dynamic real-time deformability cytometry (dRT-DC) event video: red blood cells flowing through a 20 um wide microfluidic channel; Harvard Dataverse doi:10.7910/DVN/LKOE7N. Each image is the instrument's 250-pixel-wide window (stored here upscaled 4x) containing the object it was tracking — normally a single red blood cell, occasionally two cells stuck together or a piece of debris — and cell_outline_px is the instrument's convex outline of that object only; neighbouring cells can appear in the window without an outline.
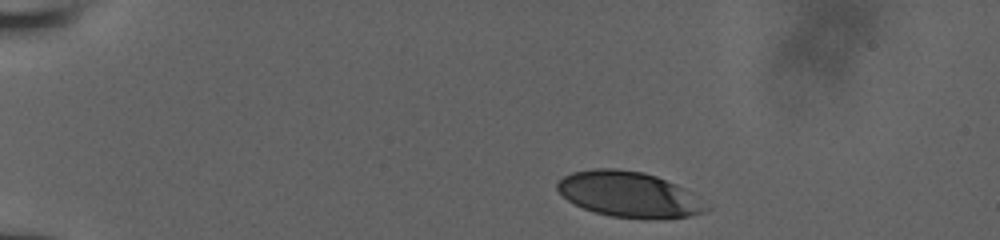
{"species": "human", "species_latin": "Homo sapiens", "temperature_condition": "room temperature", "stored_images_in_passage": 18, "camera_frame_rate_fps": 3000, "um_per_image_px": 0.085, "donor": {"sex": "male"}, "frame": {"image": 1, "passage_image": 1, "time_ms": 0.0, "image_size_px": [1000, 240], "cell_outline_px": [[712, 208], [704, 212], [692, 216], [652, 220], [644, 220], [612, 216], [596, 212], [584, 208], [568, 200], [556, 188], [556, 184], [564, 176], [572, 172], [592, 168], [616, 168], [644, 172], [656, 176], [676, 184], [692, 192], [712, 204]], "centroid_in_image_um": [53.56, 16.54], "position_along_channel_um": 31.4, "area_um2": 40.17}}
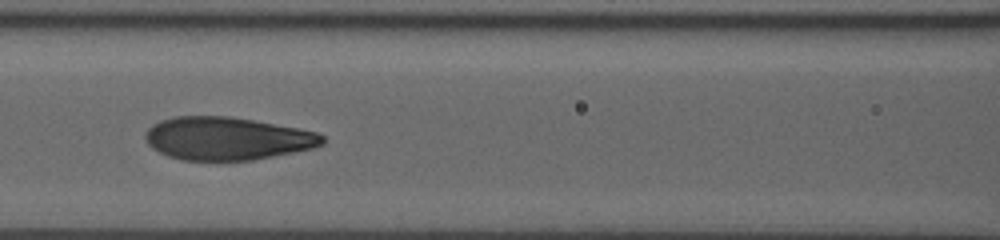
{"frame": {"image": 2, "passage_image": 8, "time_ms": 5.333, "image_size_px": [1000, 240], "cell_outline_px": [[324, 144], [312, 148], [252, 160], [180, 160], [168, 156], [152, 148], [148, 144], [144, 136], [144, 132], [152, 124], [160, 120], [176, 116], [228, 116], [252, 120], [296, 128], [316, 132], [324, 136]], "centroid_in_image_um": [19.24, 11.77], "position_along_channel_um": 147.4, "area_um2": 44.1}}
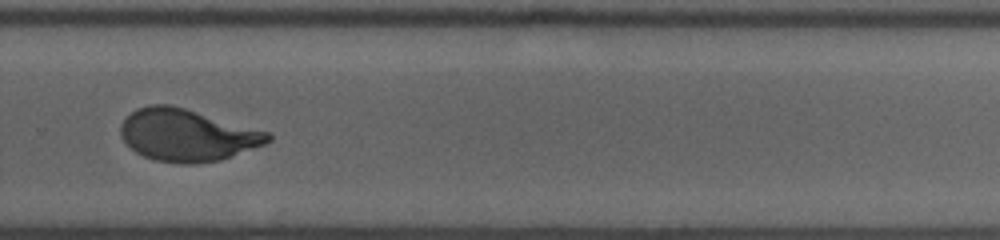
{"frame": {"image": 3, "passage_image": 16, "time_ms": 9.667, "image_size_px": [1000, 240], "cell_outline_px": [[272, 140], [264, 144], [232, 156], [220, 160], [196, 164], [180, 164], [156, 160], [144, 156], [136, 152], [120, 136], [120, 124], [136, 108], [148, 104], [168, 104], [184, 108], [272, 132]], "centroid_in_image_um": [15.92, 11.48], "position_along_channel_um": 313.9, "area_um2": 44.8}}